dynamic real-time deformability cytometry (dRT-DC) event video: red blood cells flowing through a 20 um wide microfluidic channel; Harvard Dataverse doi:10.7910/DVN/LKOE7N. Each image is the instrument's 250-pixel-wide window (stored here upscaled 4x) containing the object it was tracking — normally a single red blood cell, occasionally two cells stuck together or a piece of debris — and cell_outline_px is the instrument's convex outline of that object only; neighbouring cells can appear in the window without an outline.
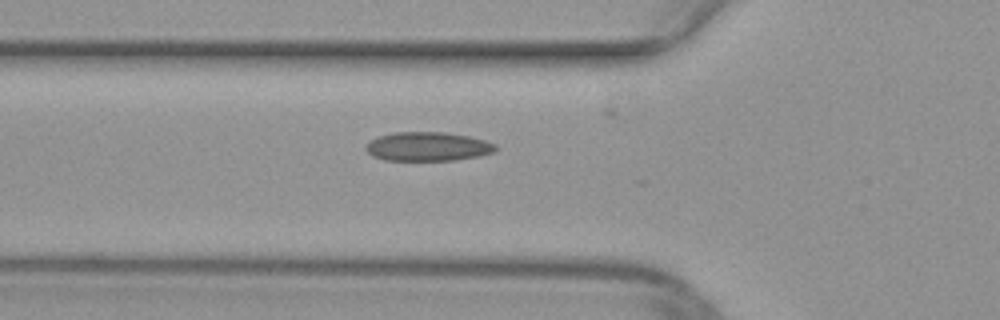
{"species": "common noctule bat (a hibernating species)", "species_latin": "Nyctalus noctula", "temperature_condition": "warm", "stored_images_in_passage": 16, "camera_frame_rate_fps": 3000, "um_per_image_px": 0.085, "animal": {"sex": "female", "body_mass_g": 29.2, "forearm_length_mm": 56.3}, "frame": {"image": 1, "passage_image": 8, "time_ms": 2.333, "image_size_px": [1000, 320], "cell_outline_px": [[496, 152], [480, 156], [456, 160], [384, 160], [372, 156], [364, 148], [372, 140], [380, 136], [396, 132], [444, 132], [468, 136], [484, 140], [496, 144]], "centroid_in_image_um": [36.39, 12.46], "position_along_channel_um": 89.4, "area_um2": 21.85}}
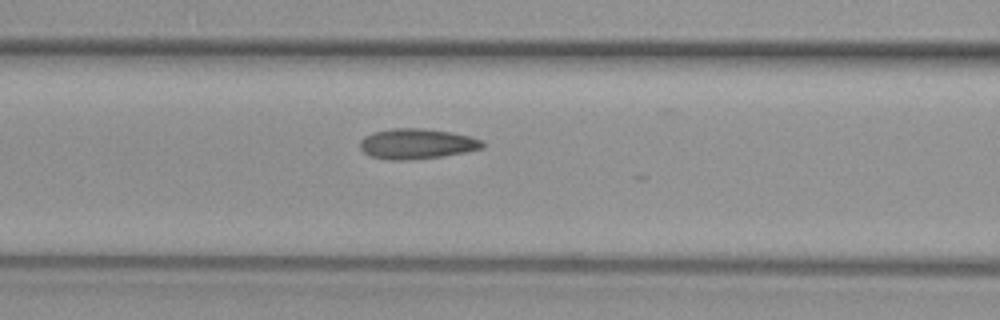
{"frame": {"image": 2, "passage_image": 11, "time_ms": 3.333, "image_size_px": [1000, 320], "cell_outline_px": [[484, 148], [464, 152], [440, 156], [408, 160], [388, 160], [368, 156], [360, 148], [360, 140], [364, 136], [372, 132], [392, 128], [424, 128], [452, 132], [472, 136], [480, 140], [484, 144]], "centroid_in_image_um": [35.39, 12.21], "position_along_channel_um": 131.2, "area_um2": 21.79}}